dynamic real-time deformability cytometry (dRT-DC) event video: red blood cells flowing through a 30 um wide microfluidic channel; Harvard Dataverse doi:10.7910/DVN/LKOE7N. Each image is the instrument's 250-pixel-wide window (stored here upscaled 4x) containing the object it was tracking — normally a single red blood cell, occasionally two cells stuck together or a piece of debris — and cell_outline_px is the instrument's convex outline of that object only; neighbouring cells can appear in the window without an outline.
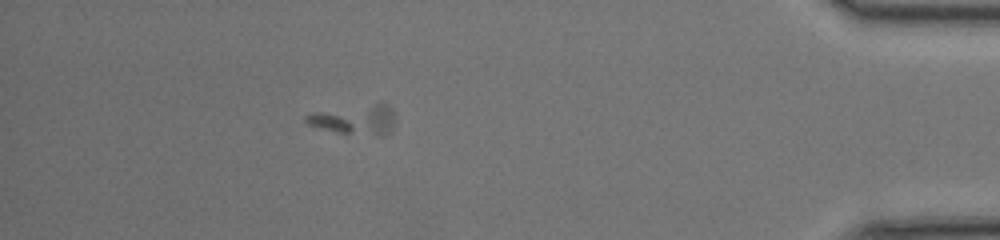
{"species": "common noctule bat (a hibernating species)", "species_latin": "Nyctalus noctula", "temperature_condition": "room temperature", "stored_images_in_passage": 42, "camera_frame_rate_fps": 3000, "um_per_image_px": 0.085, "animal": {"sex": "female", "body_mass_g": 17.0, "forearm_length_mm": 48.0}, "frame": {"image": 1, "passage_image": 36, "time_ms": 11.667, "image_size_px": [1000, 240], "cell_outline_px": [[396, 120], [392, 132], [384, 136], [380, 136], [336, 132], [320, 128], [308, 124], [304, 120], [304, 116], [312, 112], [376, 104], [388, 104], [392, 108], [396, 116]], "centroid_in_image_um": [30.24, 10.19], "position_along_channel_um": 405.0, "area_um2": 15.55}}